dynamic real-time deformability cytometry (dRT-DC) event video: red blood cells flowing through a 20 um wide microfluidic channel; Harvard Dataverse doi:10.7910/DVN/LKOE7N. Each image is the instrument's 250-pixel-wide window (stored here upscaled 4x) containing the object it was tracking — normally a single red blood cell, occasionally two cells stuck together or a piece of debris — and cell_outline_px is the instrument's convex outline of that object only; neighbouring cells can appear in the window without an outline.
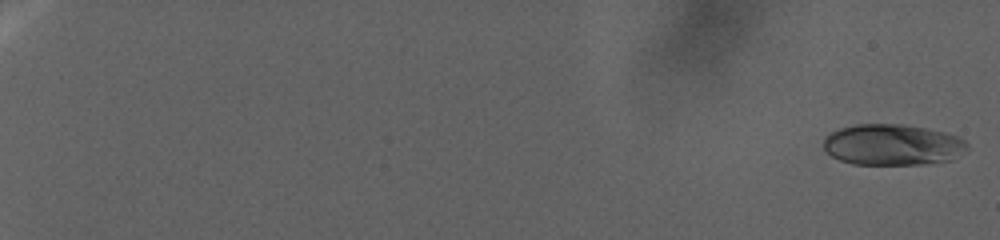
{"species": "human", "species_latin": "Homo sapiens", "temperature_condition": "warm", "stored_images_in_passage": 119, "camera_frame_rate_fps": 3000, "um_per_image_px": 0.085, "donor": {"sex": "female"}, "frame": {"image": 1, "passage_image": 2, "time_ms": 0.667, "image_size_px": [1000, 240], "cell_outline_px": [[968, 148], [952, 160], [928, 164], [852, 164], [840, 160], [832, 156], [824, 148], [824, 136], [840, 128], [856, 124], [904, 124], [944, 132], [956, 136], [964, 140], [968, 144]], "centroid_in_image_um": [75.87, 12.3], "position_along_channel_um": 9.1, "area_um2": 34.39}}
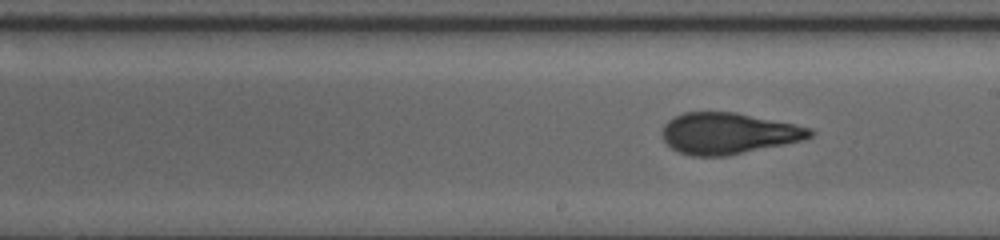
{"frame": {"image": 2, "passage_image": 66, "time_ms": 31.667, "image_size_px": [1000, 240], "cell_outline_px": [[816, 132], [812, 136], [804, 140], [728, 156], [692, 156], [680, 152], [672, 148], [660, 136], [660, 132], [664, 124], [668, 120], [684, 112], [736, 112], [812, 128]], "centroid_in_image_um": [61.9, 11.34], "position_along_channel_um": 227.1, "area_um2": 35.66}}
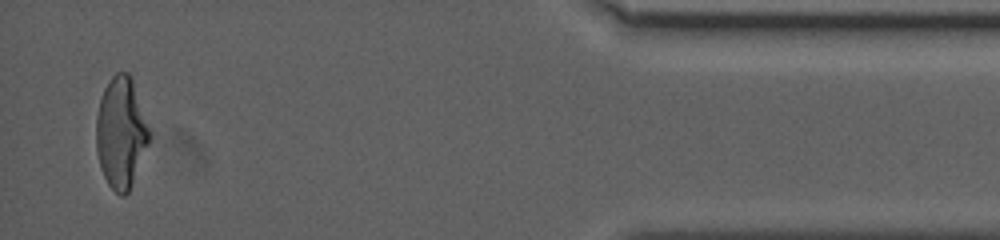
{"frame": {"image": 3, "passage_image": 117, "time_ms": 47.667, "image_size_px": [1000, 240], "cell_outline_px": [[152, 136], [128, 192], [124, 196], [120, 196], [108, 184], [100, 168], [96, 148], [96, 116], [100, 100], [104, 88], [112, 76], [116, 72], [128, 72], [132, 80]], "centroid_in_image_um": [10.28, 11.29], "position_along_channel_um": 424.9, "area_um2": 34.16}}